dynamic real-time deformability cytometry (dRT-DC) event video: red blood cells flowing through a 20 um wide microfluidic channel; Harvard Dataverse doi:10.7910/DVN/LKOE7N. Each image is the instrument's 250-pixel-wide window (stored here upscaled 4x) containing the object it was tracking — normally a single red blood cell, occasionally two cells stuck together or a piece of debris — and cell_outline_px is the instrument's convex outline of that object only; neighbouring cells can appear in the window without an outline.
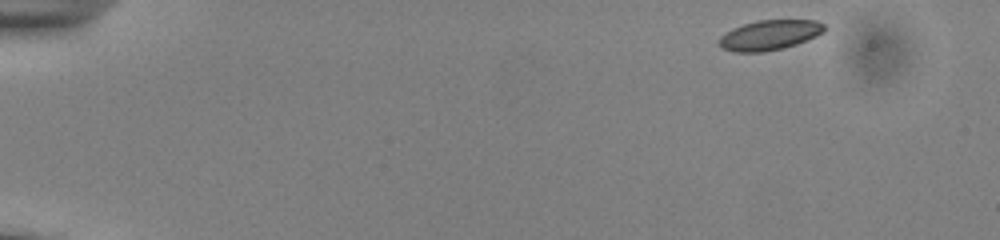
{"species": "common noctule bat (a hibernating species)", "species_latin": "Nyctalus noctula", "temperature_condition": "cold", "stored_images_in_passage": 51, "segment_of_instrument_passage": [1, 2], "camera_frame_rate_fps": 3000, "um_per_image_px": 0.085, "animal": {"sex": "male", "body_mass_g": 13.0, "forearm_length_mm": 53.1}, "frame": {"image": 1, "passage_image": 1, "time_ms": 0.0, "image_size_px": [1000, 240], "cell_outline_px": [[828, 28], [824, 32], [816, 36], [796, 44], [784, 48], [764, 52], [736, 52], [724, 48], [716, 40], [720, 36], [732, 28], [756, 20], [816, 20], [824, 24]], "centroid_in_image_um": [65.43, 2.97], "position_along_channel_um": 19.6, "area_um2": 18.5}}
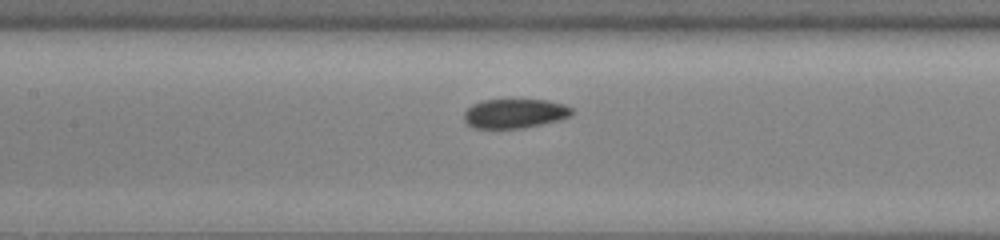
{"frame": {"image": 2, "passage_image": 22, "time_ms": 7.0, "image_size_px": [1000, 240], "cell_outline_px": [[572, 112], [568, 116], [560, 120], [524, 128], [472, 128], [464, 120], [464, 112], [472, 104], [484, 100], [548, 100], [564, 104], [572, 108]], "centroid_in_image_um": [43.74, 9.65], "position_along_channel_um": 163.7, "area_um2": 18.38}}
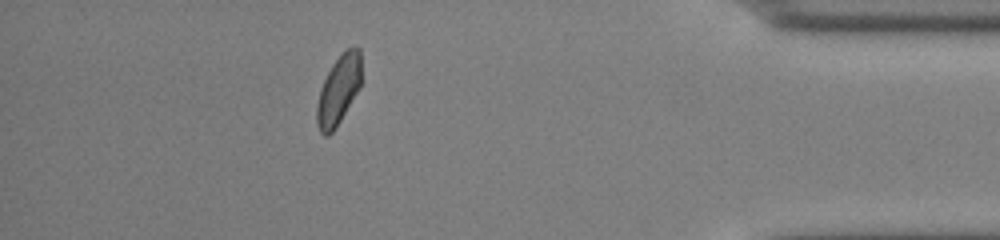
{"frame": {"image": 3, "passage_image": 44, "time_ms": 14.333, "image_size_px": [1000, 240], "cell_outline_px": [[360, 88], [336, 128], [328, 136], [324, 136], [320, 132], [316, 124], [316, 108], [320, 88], [332, 64], [344, 48], [360, 48]], "centroid_in_image_um": [28.76, 7.68], "position_along_channel_um": 406.4, "area_um2": 18.03}}